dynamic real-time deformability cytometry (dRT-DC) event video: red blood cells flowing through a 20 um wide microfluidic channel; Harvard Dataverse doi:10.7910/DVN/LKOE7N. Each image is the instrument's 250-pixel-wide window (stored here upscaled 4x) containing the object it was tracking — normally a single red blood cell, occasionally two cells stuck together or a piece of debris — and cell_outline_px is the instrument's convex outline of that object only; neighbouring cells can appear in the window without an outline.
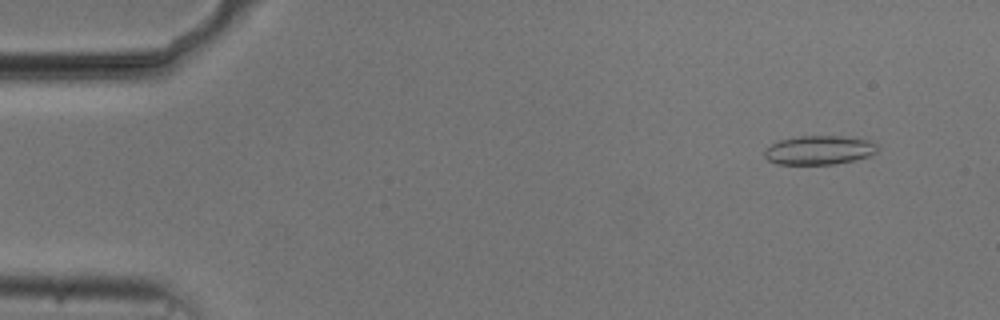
{"species": "common noctule bat (a hibernating species)", "species_latin": "Nyctalus noctula", "temperature_condition": "cold", "stored_images_in_passage": 54, "camera_frame_rate_fps": 3000, "um_per_image_px": 0.085, "animal": {"sex": "male", "body_mass_g": 20.5, "forearm_length_mm": 52.5}, "frame": {"image": 1, "passage_image": 5, "time_ms": 1.333, "image_size_px": [1000, 320], "cell_outline_px": [[880, 144], [876, 152], [868, 156], [856, 160], [836, 164], [776, 164], [768, 160], [764, 156], [764, 152], [772, 144], [780, 140], [800, 136], [856, 136], [872, 140]], "centroid_in_image_um": [69.72, 12.75], "position_along_channel_um": 15.3, "area_um2": 19.42}}
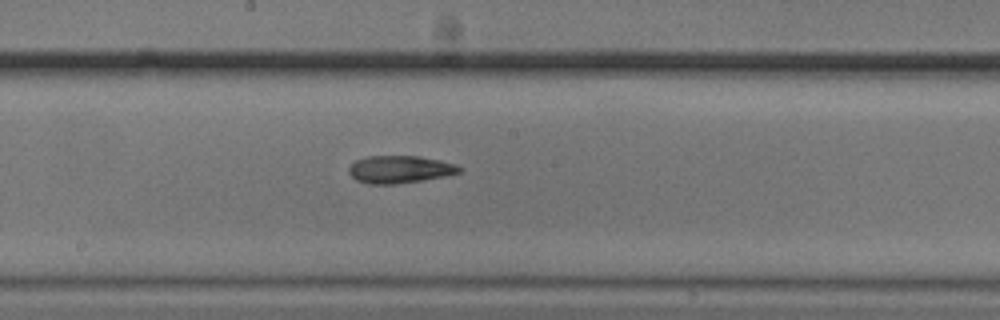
{"frame": {"image": 2, "passage_image": 29, "time_ms": 9.333, "image_size_px": [1000, 320], "cell_outline_px": [[464, 168], [460, 172], [444, 176], [420, 180], [392, 184], [368, 184], [356, 180], [348, 172], [348, 168], [356, 160], [368, 156], [420, 156], [440, 160], [456, 164]], "centroid_in_image_um": [33.98, 14.39], "position_along_channel_um": 214.2, "area_um2": 17.63}}
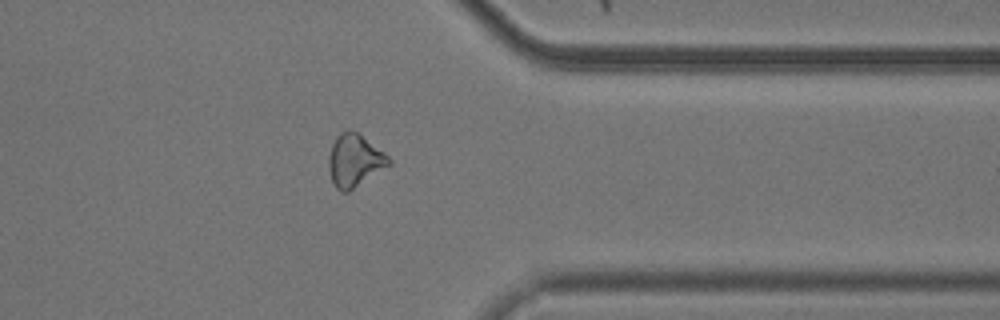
{"frame": {"image": 3, "passage_image": 43, "time_ms": 14.0, "image_size_px": [1000, 320], "cell_outline_px": [[392, 164], [348, 192], [340, 192], [336, 188], [332, 180], [328, 168], [328, 156], [332, 144], [336, 136], [340, 132], [348, 128], [360, 132], [384, 152], [392, 160]], "centroid_in_image_um": [30.14, 13.61], "position_along_channel_um": 381.3, "area_um2": 18.84}, "authors_computed_cell_mechanics": {"area_um2": 18.207, "velocity_mm_per_s": 3.7537, "shape_relaxation_time_tau1_ms": 5.0329, "shape_relaxation_time_tau2_ms": 8.0608, "deformation_change_tau1": 0.1195, "deformation_change_tau2": 0.1956}}